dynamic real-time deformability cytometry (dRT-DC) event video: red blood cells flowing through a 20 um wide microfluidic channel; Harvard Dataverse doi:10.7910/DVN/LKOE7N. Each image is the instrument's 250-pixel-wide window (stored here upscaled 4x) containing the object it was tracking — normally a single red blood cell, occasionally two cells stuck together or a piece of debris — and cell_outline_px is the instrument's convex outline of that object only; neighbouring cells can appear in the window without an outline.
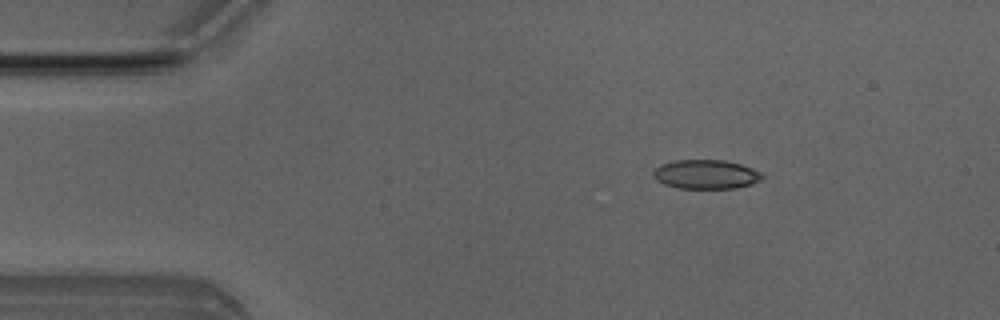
{"species": "Egyptian fruit bat (a non-hibernating species)", "species_latin": "Rousettus aegyptiacus", "temperature_condition": "room temperature", "stored_images_in_passage": 5, "camera_frame_rate_fps": 3000, "um_per_image_px": 0.085, "animal": {"sex": "male"}, "frame": {"image": 1, "passage_image": 3, "time_ms": 0.667, "image_size_px": [1000, 320], "cell_outline_px": [[764, 176], [760, 180], [736, 188], [676, 188], [664, 184], [656, 180], [652, 176], [652, 172], [660, 164], [676, 160], [724, 160], [740, 164], [752, 168], [760, 172]], "centroid_in_image_um": [59.96, 14.81], "position_along_channel_um": 25.0, "area_um2": 18.44}}